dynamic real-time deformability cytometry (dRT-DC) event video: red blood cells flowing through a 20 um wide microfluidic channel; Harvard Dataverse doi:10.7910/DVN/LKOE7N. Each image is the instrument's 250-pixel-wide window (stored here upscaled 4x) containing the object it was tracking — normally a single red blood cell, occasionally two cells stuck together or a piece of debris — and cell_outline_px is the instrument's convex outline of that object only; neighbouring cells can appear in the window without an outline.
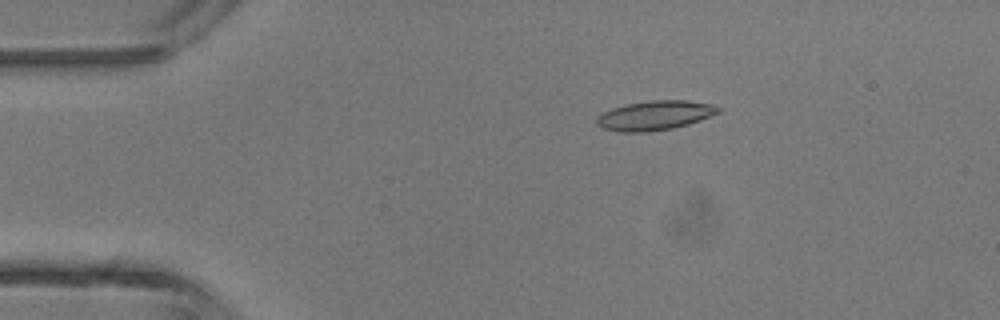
{"species": "common noctule bat (a hibernating species)", "species_latin": "Nyctalus noctula", "temperature_condition": "room temperature", "stored_images_in_passage": 4, "camera_frame_rate_fps": 3000, "um_per_image_px": 0.085, "animal": {"sex": "male", "body_mass_g": 13.3}, "frame": {"image": 1, "passage_image": 3, "time_ms": 0.667, "image_size_px": [1000, 320], "cell_outline_px": [[724, 108], [720, 112], [712, 116], [688, 124], [672, 128], [648, 132], [620, 132], [600, 128], [596, 124], [596, 120], [604, 112], [612, 108], [628, 104], [652, 100], [688, 100], [712, 104]], "centroid_in_image_um": [55.71, 9.81], "position_along_channel_um": 29.3, "area_um2": 20.92}}
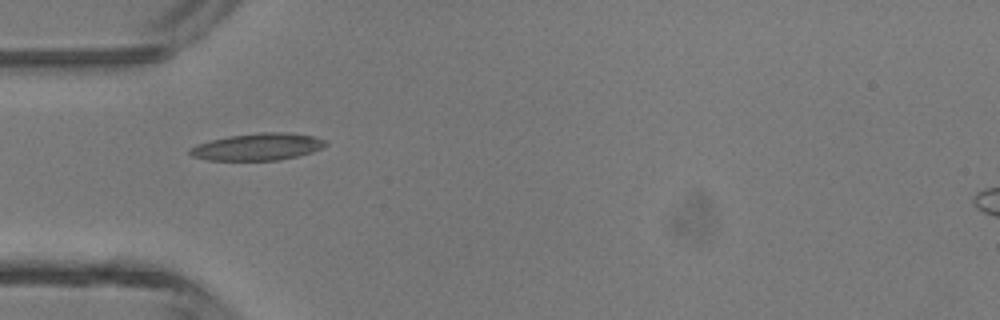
{"frame": {"image": 2, "passage_image": 4, "time_ms": 1.0, "image_size_px": [1000, 320], "cell_outline_px": [[328, 144], [312, 152], [296, 156], [276, 160], [208, 160], [192, 156], [188, 152], [188, 148], [196, 144], [228, 136], [260, 132], [284, 132], [312, 136], [324, 140]], "centroid_in_image_um": [21.85, 12.47], "position_along_channel_um": 63.1, "area_um2": 21.21}}